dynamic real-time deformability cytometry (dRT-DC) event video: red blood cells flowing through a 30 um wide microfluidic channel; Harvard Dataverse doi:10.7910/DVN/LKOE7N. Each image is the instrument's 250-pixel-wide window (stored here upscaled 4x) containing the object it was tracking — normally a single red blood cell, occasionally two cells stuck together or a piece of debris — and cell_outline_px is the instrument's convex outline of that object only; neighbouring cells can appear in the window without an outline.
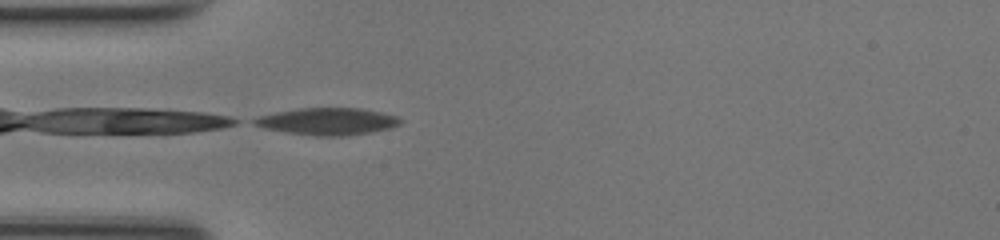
{"species": "common noctule bat (a hibernating species)", "species_latin": "Nyctalus noctula", "temperature_condition": "room temperature", "stored_images_in_passage": 35, "camera_frame_rate_fps": 3000, "um_per_image_px": 0.085, "animal": {"sex": "female", "body_mass_g": 17.0, "forearm_length_mm": 48.0}, "frame": {"image": 1, "passage_image": 1, "time_ms": 0.0, "image_size_px": [1000, 240], "cell_outline_px": [[404, 120], [400, 124], [388, 128], [372, 132], [348, 136], [316, 136], [288, 132], [264, 128], [252, 124], [252, 120], [260, 116], [276, 112], [300, 108], [360, 108], [380, 112], [396, 116]], "centroid_in_image_um": [27.86, 10.32], "position_along_channel_um": 57.1, "area_um2": 22.95}}
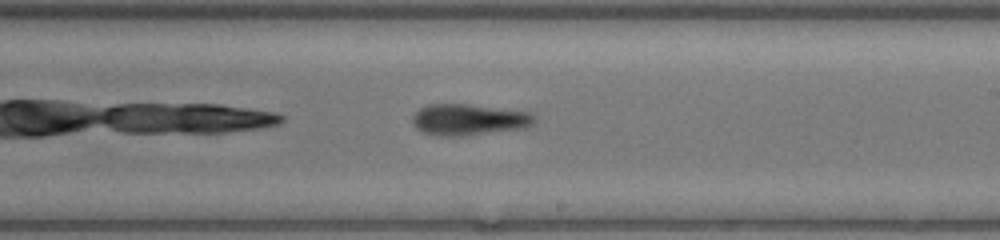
{"frame": {"image": 2, "passage_image": 15, "time_ms": 4.667, "image_size_px": [1000, 240], "cell_outline_px": [[536, 120], [532, 124], [524, 128], [464, 136], [440, 136], [420, 132], [412, 124], [412, 112], [428, 104], [468, 104], [532, 112], [536, 116]], "centroid_in_image_um": [39.82, 10.17], "position_along_channel_um": 249.2, "area_um2": 22.6}}
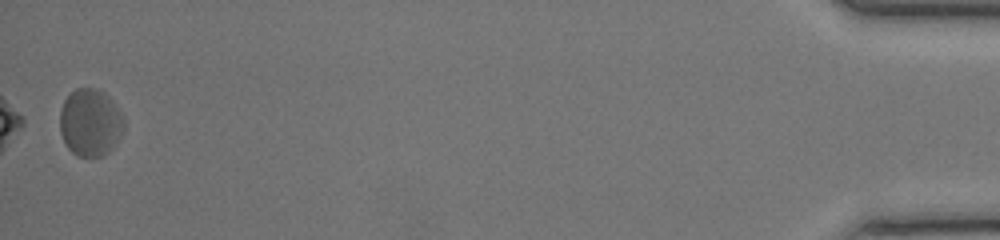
{"frame": {"image": 3, "passage_image": 35, "time_ms": 11.333, "image_size_px": [1000, 240], "cell_outline_px": [[124, 128], [116, 144], [104, 156], [76, 156], [68, 148], [60, 132], [60, 108], [64, 100], [76, 88], [96, 88], [104, 92], [112, 100], [120, 112], [124, 120]], "centroid_in_image_um": [7.67, 10.42], "position_along_channel_um": 427.5, "area_um2": 25.2}, "authors_computed_cell_mechanics": {"area_um2": 22.8888, "velocity_mm_per_s": 4.1903, "shape_relaxation_time_tau1_ms": 6.9653, "shape_relaxation_time_tau2_ms": 2.8097, "deformation_change_tau1": 0.1612, "deformation_change_tau2": 0.117}}